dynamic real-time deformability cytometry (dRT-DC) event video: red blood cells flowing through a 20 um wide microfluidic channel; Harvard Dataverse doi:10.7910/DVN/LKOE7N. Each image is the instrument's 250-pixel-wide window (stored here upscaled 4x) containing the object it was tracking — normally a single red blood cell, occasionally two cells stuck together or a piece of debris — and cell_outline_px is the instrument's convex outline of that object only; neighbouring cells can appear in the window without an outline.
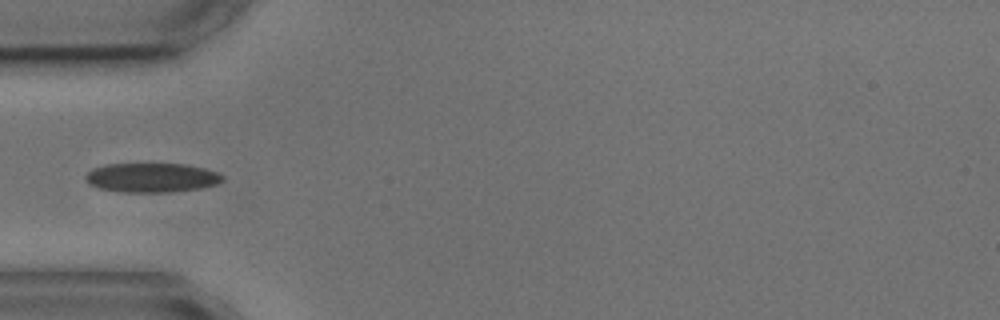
{"species": "common noctule bat (a hibernating species)", "species_latin": "Nyctalus noctula", "temperature_condition": "cold", "stored_images_in_passage": 3, "camera_frame_rate_fps": 3000, "um_per_image_px": 0.085, "animal": {"sex": "male", "body_mass_g": 17.9, "forearm_length_mm": 54.2}, "frame": {"image": 1, "passage_image": 3, "time_ms": 3.333, "image_size_px": [1000, 320], "cell_outline_px": [[224, 180], [216, 184], [200, 188], [172, 192], [120, 192], [100, 188], [88, 184], [84, 176], [92, 168], [108, 164], [184, 164], [204, 168], [216, 172], [224, 176]], "centroid_in_image_um": [12.88, 15.1], "position_along_channel_um": 72.1, "area_um2": 23.41}}